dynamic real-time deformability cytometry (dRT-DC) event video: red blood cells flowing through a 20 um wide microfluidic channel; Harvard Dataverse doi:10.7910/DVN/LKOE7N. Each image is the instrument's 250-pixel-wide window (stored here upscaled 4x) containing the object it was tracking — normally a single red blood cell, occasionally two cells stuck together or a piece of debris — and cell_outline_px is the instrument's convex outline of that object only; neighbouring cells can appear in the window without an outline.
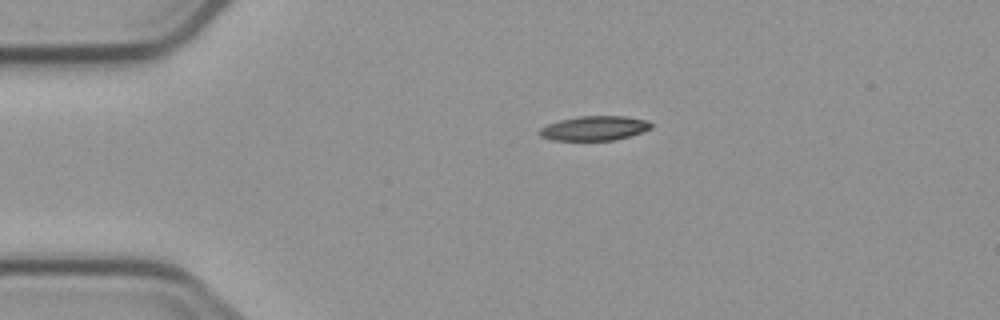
{"species": "common noctule bat (a hibernating species)", "species_latin": "Nyctalus noctula", "temperature_condition": "cold", "stored_images_in_passage": 2, "camera_frame_rate_fps": 3000, "um_per_image_px": 0.085, "animal": {"sex": "male", "body_mass_g": 23.1, "forearm_length_mm": 52.7}, "frame": {"image": 1, "passage_image": 1, "time_ms": 0.0, "image_size_px": [1000, 320], "cell_outline_px": [[652, 128], [616, 140], [552, 140], [540, 136], [540, 128], [548, 124], [560, 120], [580, 116], [624, 116], [648, 120], [652, 124]], "centroid_in_image_um": [50.53, 10.89], "position_along_channel_um": 34.5, "area_um2": 15.78}}